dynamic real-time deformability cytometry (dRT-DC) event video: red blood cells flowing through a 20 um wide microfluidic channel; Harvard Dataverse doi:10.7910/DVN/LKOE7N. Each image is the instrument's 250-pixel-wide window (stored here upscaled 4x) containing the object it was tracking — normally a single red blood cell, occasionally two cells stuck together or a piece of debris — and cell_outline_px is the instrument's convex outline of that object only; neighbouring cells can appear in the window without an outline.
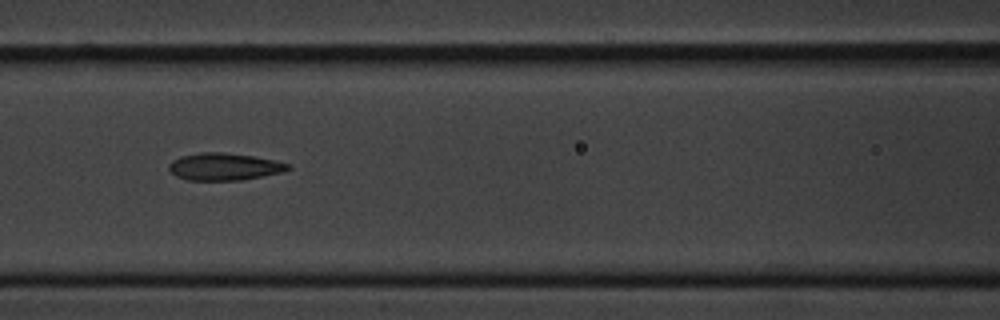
{"species": "common noctule bat (a hibernating species)", "species_latin": "Nyctalus noctula", "temperature_condition": "cold", "stored_images_in_passage": 7, "camera_frame_rate_fps": 3000, "um_per_image_px": 0.085, "animal": {"sex": "male", "body_mass_g": 20.1, "forearm_length_mm": 53.5}, "frame": {"image": 1, "passage_image": 4, "time_ms": 3.667, "image_size_px": [1000, 320], "cell_outline_px": [[292, 168], [284, 172], [240, 180], [188, 180], [176, 176], [168, 168], [168, 164], [172, 160], [180, 156], [200, 152], [224, 152], [256, 156], [288, 164]], "centroid_in_image_um": [19.04, 14.16], "position_along_channel_um": 147.6, "area_um2": 18.96}}
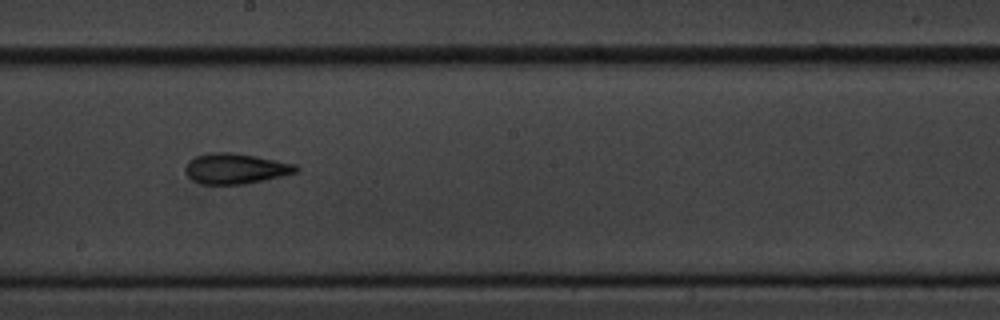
{"frame": {"image": 2, "passage_image": 6, "time_ms": 6.0, "image_size_px": [1000, 320], "cell_outline_px": [[300, 168], [296, 172], [264, 180], [244, 184], [200, 184], [192, 180], [188, 176], [184, 168], [188, 160], [196, 156], [212, 152], [232, 152], [296, 164]], "centroid_in_image_um": [19.98, 14.33], "position_along_channel_um": 228.2, "area_um2": 19.54}}
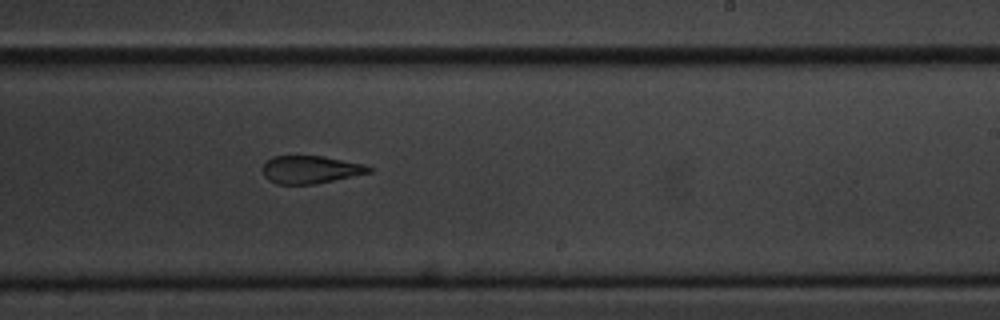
{"frame": {"image": 3, "passage_image": 7, "time_ms": 7.0, "image_size_px": [1000, 320], "cell_outline_px": [[372, 172], [312, 184], [276, 184], [268, 180], [264, 176], [264, 164], [272, 156], [324, 156], [364, 164], [372, 168]], "centroid_in_image_um": [26.39, 14.41], "position_along_channel_um": 262.6, "area_um2": 16.99}}